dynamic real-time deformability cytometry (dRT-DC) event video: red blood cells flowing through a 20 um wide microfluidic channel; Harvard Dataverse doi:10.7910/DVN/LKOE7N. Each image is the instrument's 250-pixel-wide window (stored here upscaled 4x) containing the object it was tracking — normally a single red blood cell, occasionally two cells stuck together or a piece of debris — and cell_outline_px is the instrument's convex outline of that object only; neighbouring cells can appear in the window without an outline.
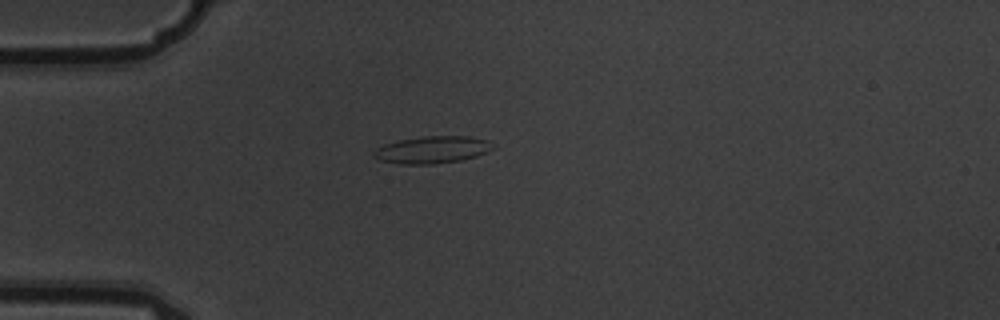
{"species": "common noctule bat (a hibernating species)", "species_latin": "Nyctalus noctula", "temperature_condition": "warm", "stored_images_in_passage": 1, "camera_frame_rate_fps": 3000, "um_per_image_px": 0.085, "animal": {"sex": "male", "body_mass_g": 19.5, "forearm_length_mm": 54.6}, "frame": {"image": 1, "passage_image": 1, "time_ms": 0.0, "image_size_px": [1000, 320], "cell_outline_px": [[496, 148], [488, 152], [476, 156], [460, 160], [432, 164], [400, 164], [380, 160], [372, 156], [372, 152], [376, 148], [384, 144], [400, 140], [424, 136], [468, 136], [488, 140]], "centroid_in_image_um": [36.74, 12.73], "position_along_channel_um": 48.3, "area_um2": 18.9}}